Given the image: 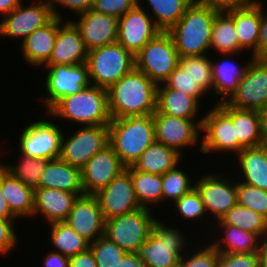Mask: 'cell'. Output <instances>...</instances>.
I'll list each match as a JSON object with an SVG mask.
<instances>
[{
  "instance_id": "1",
  "label": "cell",
  "mask_w": 267,
  "mask_h": 267,
  "mask_svg": "<svg viewBox=\"0 0 267 267\" xmlns=\"http://www.w3.org/2000/svg\"><path fill=\"white\" fill-rule=\"evenodd\" d=\"M157 86L144 72L134 67L108 89L111 119L153 114L156 111Z\"/></svg>"
},
{
  "instance_id": "2",
  "label": "cell",
  "mask_w": 267,
  "mask_h": 267,
  "mask_svg": "<svg viewBox=\"0 0 267 267\" xmlns=\"http://www.w3.org/2000/svg\"><path fill=\"white\" fill-rule=\"evenodd\" d=\"M108 128L109 145L125 167L133 166L155 141L153 114L111 119Z\"/></svg>"
},
{
  "instance_id": "3",
  "label": "cell",
  "mask_w": 267,
  "mask_h": 267,
  "mask_svg": "<svg viewBox=\"0 0 267 267\" xmlns=\"http://www.w3.org/2000/svg\"><path fill=\"white\" fill-rule=\"evenodd\" d=\"M45 113L52 118L58 117V120L64 118L80 124V127L109 125L108 90L90 84L73 95L63 97Z\"/></svg>"
},
{
  "instance_id": "4",
  "label": "cell",
  "mask_w": 267,
  "mask_h": 267,
  "mask_svg": "<svg viewBox=\"0 0 267 267\" xmlns=\"http://www.w3.org/2000/svg\"><path fill=\"white\" fill-rule=\"evenodd\" d=\"M217 11L192 2L168 31L179 57L204 55L210 50L212 25Z\"/></svg>"
},
{
  "instance_id": "5",
  "label": "cell",
  "mask_w": 267,
  "mask_h": 267,
  "mask_svg": "<svg viewBox=\"0 0 267 267\" xmlns=\"http://www.w3.org/2000/svg\"><path fill=\"white\" fill-rule=\"evenodd\" d=\"M159 219L153 221L146 242L135 253L146 267H177L180 257L187 252L188 238L182 230Z\"/></svg>"
},
{
  "instance_id": "6",
  "label": "cell",
  "mask_w": 267,
  "mask_h": 267,
  "mask_svg": "<svg viewBox=\"0 0 267 267\" xmlns=\"http://www.w3.org/2000/svg\"><path fill=\"white\" fill-rule=\"evenodd\" d=\"M86 64L91 84L108 90L135 67V56L115 42L88 51Z\"/></svg>"
},
{
  "instance_id": "7",
  "label": "cell",
  "mask_w": 267,
  "mask_h": 267,
  "mask_svg": "<svg viewBox=\"0 0 267 267\" xmlns=\"http://www.w3.org/2000/svg\"><path fill=\"white\" fill-rule=\"evenodd\" d=\"M199 151L204 155L234 152L237 155V137L232 122V106L226 102L214 104L203 115ZM224 151V152H223Z\"/></svg>"
},
{
  "instance_id": "8",
  "label": "cell",
  "mask_w": 267,
  "mask_h": 267,
  "mask_svg": "<svg viewBox=\"0 0 267 267\" xmlns=\"http://www.w3.org/2000/svg\"><path fill=\"white\" fill-rule=\"evenodd\" d=\"M152 211L141 207L105 220L104 236L126 253H135L138 247L146 242L151 232L152 223L156 219Z\"/></svg>"
},
{
  "instance_id": "9",
  "label": "cell",
  "mask_w": 267,
  "mask_h": 267,
  "mask_svg": "<svg viewBox=\"0 0 267 267\" xmlns=\"http://www.w3.org/2000/svg\"><path fill=\"white\" fill-rule=\"evenodd\" d=\"M179 59L171 34L161 31L136 54L135 67L158 85L179 65Z\"/></svg>"
},
{
  "instance_id": "10",
  "label": "cell",
  "mask_w": 267,
  "mask_h": 267,
  "mask_svg": "<svg viewBox=\"0 0 267 267\" xmlns=\"http://www.w3.org/2000/svg\"><path fill=\"white\" fill-rule=\"evenodd\" d=\"M45 96L39 98L48 112L63 97L73 95L91 84L87 64L45 65Z\"/></svg>"
},
{
  "instance_id": "11",
  "label": "cell",
  "mask_w": 267,
  "mask_h": 267,
  "mask_svg": "<svg viewBox=\"0 0 267 267\" xmlns=\"http://www.w3.org/2000/svg\"><path fill=\"white\" fill-rule=\"evenodd\" d=\"M78 128L67 138L63 132L59 158L71 166L82 169L97 152L109 145V128L108 125Z\"/></svg>"
},
{
  "instance_id": "12",
  "label": "cell",
  "mask_w": 267,
  "mask_h": 267,
  "mask_svg": "<svg viewBox=\"0 0 267 267\" xmlns=\"http://www.w3.org/2000/svg\"><path fill=\"white\" fill-rule=\"evenodd\" d=\"M52 121L39 119L30 122L21 130L22 133L18 137L20 154L46 160L59 158L63 129Z\"/></svg>"
},
{
  "instance_id": "13",
  "label": "cell",
  "mask_w": 267,
  "mask_h": 267,
  "mask_svg": "<svg viewBox=\"0 0 267 267\" xmlns=\"http://www.w3.org/2000/svg\"><path fill=\"white\" fill-rule=\"evenodd\" d=\"M236 91L226 101L238 109L267 111V59L250 58Z\"/></svg>"
},
{
  "instance_id": "14",
  "label": "cell",
  "mask_w": 267,
  "mask_h": 267,
  "mask_svg": "<svg viewBox=\"0 0 267 267\" xmlns=\"http://www.w3.org/2000/svg\"><path fill=\"white\" fill-rule=\"evenodd\" d=\"M195 181V188L201 196L206 213H211L214 218L213 223L214 220H221L237 204L236 182L231 175L229 178L227 173H206Z\"/></svg>"
},
{
  "instance_id": "15",
  "label": "cell",
  "mask_w": 267,
  "mask_h": 267,
  "mask_svg": "<svg viewBox=\"0 0 267 267\" xmlns=\"http://www.w3.org/2000/svg\"><path fill=\"white\" fill-rule=\"evenodd\" d=\"M37 3H21L12 12L0 20V36L21 38L23 42L36 29L42 28L53 18V10L50 0H39Z\"/></svg>"
},
{
  "instance_id": "16",
  "label": "cell",
  "mask_w": 267,
  "mask_h": 267,
  "mask_svg": "<svg viewBox=\"0 0 267 267\" xmlns=\"http://www.w3.org/2000/svg\"><path fill=\"white\" fill-rule=\"evenodd\" d=\"M153 118L155 141L174 148L181 155L184 154L185 146L187 148L197 144L199 146L203 117L198 119L197 122L196 119H184L162 113H153Z\"/></svg>"
},
{
  "instance_id": "17",
  "label": "cell",
  "mask_w": 267,
  "mask_h": 267,
  "mask_svg": "<svg viewBox=\"0 0 267 267\" xmlns=\"http://www.w3.org/2000/svg\"><path fill=\"white\" fill-rule=\"evenodd\" d=\"M138 3L118 19L117 42L134 56L161 30L148 14L147 7Z\"/></svg>"
},
{
  "instance_id": "18",
  "label": "cell",
  "mask_w": 267,
  "mask_h": 267,
  "mask_svg": "<svg viewBox=\"0 0 267 267\" xmlns=\"http://www.w3.org/2000/svg\"><path fill=\"white\" fill-rule=\"evenodd\" d=\"M94 196L105 220L141 208L130 173L125 169Z\"/></svg>"
},
{
  "instance_id": "19",
  "label": "cell",
  "mask_w": 267,
  "mask_h": 267,
  "mask_svg": "<svg viewBox=\"0 0 267 267\" xmlns=\"http://www.w3.org/2000/svg\"><path fill=\"white\" fill-rule=\"evenodd\" d=\"M119 156L108 145L97 152L81 169V183L85 195H94L125 170Z\"/></svg>"
},
{
  "instance_id": "20",
  "label": "cell",
  "mask_w": 267,
  "mask_h": 267,
  "mask_svg": "<svg viewBox=\"0 0 267 267\" xmlns=\"http://www.w3.org/2000/svg\"><path fill=\"white\" fill-rule=\"evenodd\" d=\"M70 20L79 30L87 51L117 42L118 18L98 13L92 9Z\"/></svg>"
},
{
  "instance_id": "21",
  "label": "cell",
  "mask_w": 267,
  "mask_h": 267,
  "mask_svg": "<svg viewBox=\"0 0 267 267\" xmlns=\"http://www.w3.org/2000/svg\"><path fill=\"white\" fill-rule=\"evenodd\" d=\"M65 222L89 243L104 235L105 219L94 195L79 196Z\"/></svg>"
},
{
  "instance_id": "22",
  "label": "cell",
  "mask_w": 267,
  "mask_h": 267,
  "mask_svg": "<svg viewBox=\"0 0 267 267\" xmlns=\"http://www.w3.org/2000/svg\"><path fill=\"white\" fill-rule=\"evenodd\" d=\"M87 54L79 30L70 20H65L58 28L50 60L46 65L84 64Z\"/></svg>"
},
{
  "instance_id": "23",
  "label": "cell",
  "mask_w": 267,
  "mask_h": 267,
  "mask_svg": "<svg viewBox=\"0 0 267 267\" xmlns=\"http://www.w3.org/2000/svg\"><path fill=\"white\" fill-rule=\"evenodd\" d=\"M82 195L84 193L37 188L35 189L33 217L43 216L41 218H46L48 224L66 221L74 202Z\"/></svg>"
},
{
  "instance_id": "24",
  "label": "cell",
  "mask_w": 267,
  "mask_h": 267,
  "mask_svg": "<svg viewBox=\"0 0 267 267\" xmlns=\"http://www.w3.org/2000/svg\"><path fill=\"white\" fill-rule=\"evenodd\" d=\"M63 22L64 19L54 17L48 24L36 29L20 42V52L26 63L39 68L49 62L58 28Z\"/></svg>"
},
{
  "instance_id": "25",
  "label": "cell",
  "mask_w": 267,
  "mask_h": 267,
  "mask_svg": "<svg viewBox=\"0 0 267 267\" xmlns=\"http://www.w3.org/2000/svg\"><path fill=\"white\" fill-rule=\"evenodd\" d=\"M234 21L240 48L251 51V56L258 59V39L261 24V0L251 5L227 11Z\"/></svg>"
},
{
  "instance_id": "26",
  "label": "cell",
  "mask_w": 267,
  "mask_h": 267,
  "mask_svg": "<svg viewBox=\"0 0 267 267\" xmlns=\"http://www.w3.org/2000/svg\"><path fill=\"white\" fill-rule=\"evenodd\" d=\"M220 56L224 57L221 59L219 58L216 61L214 58L211 60L213 93L215 96L220 97H217L216 104L226 102L236 91L237 86L250 63V61L246 62L245 65L244 62V66L242 65L241 67V64L238 63L239 61L236 62V59H233L235 54H220Z\"/></svg>"
},
{
  "instance_id": "27",
  "label": "cell",
  "mask_w": 267,
  "mask_h": 267,
  "mask_svg": "<svg viewBox=\"0 0 267 267\" xmlns=\"http://www.w3.org/2000/svg\"><path fill=\"white\" fill-rule=\"evenodd\" d=\"M0 187L11 212L19 219L33 217L35 190L0 165Z\"/></svg>"
},
{
  "instance_id": "28",
  "label": "cell",
  "mask_w": 267,
  "mask_h": 267,
  "mask_svg": "<svg viewBox=\"0 0 267 267\" xmlns=\"http://www.w3.org/2000/svg\"><path fill=\"white\" fill-rule=\"evenodd\" d=\"M240 182L267 190V148L256 146L243 148L237 155ZM240 178V179H239Z\"/></svg>"
},
{
  "instance_id": "29",
  "label": "cell",
  "mask_w": 267,
  "mask_h": 267,
  "mask_svg": "<svg viewBox=\"0 0 267 267\" xmlns=\"http://www.w3.org/2000/svg\"><path fill=\"white\" fill-rule=\"evenodd\" d=\"M200 103L181 91L167 88L163 83L157 86L156 111L184 119H196L200 112Z\"/></svg>"
},
{
  "instance_id": "30",
  "label": "cell",
  "mask_w": 267,
  "mask_h": 267,
  "mask_svg": "<svg viewBox=\"0 0 267 267\" xmlns=\"http://www.w3.org/2000/svg\"><path fill=\"white\" fill-rule=\"evenodd\" d=\"M39 188L84 193L81 183V169L71 166L60 158L50 160L41 176Z\"/></svg>"
},
{
  "instance_id": "31",
  "label": "cell",
  "mask_w": 267,
  "mask_h": 267,
  "mask_svg": "<svg viewBox=\"0 0 267 267\" xmlns=\"http://www.w3.org/2000/svg\"><path fill=\"white\" fill-rule=\"evenodd\" d=\"M263 112L232 107V122L237 137V154L243 148L262 144Z\"/></svg>"
},
{
  "instance_id": "32",
  "label": "cell",
  "mask_w": 267,
  "mask_h": 267,
  "mask_svg": "<svg viewBox=\"0 0 267 267\" xmlns=\"http://www.w3.org/2000/svg\"><path fill=\"white\" fill-rule=\"evenodd\" d=\"M183 155L174 148L154 141L134 163L136 170L163 175L182 163Z\"/></svg>"
},
{
  "instance_id": "33",
  "label": "cell",
  "mask_w": 267,
  "mask_h": 267,
  "mask_svg": "<svg viewBox=\"0 0 267 267\" xmlns=\"http://www.w3.org/2000/svg\"><path fill=\"white\" fill-rule=\"evenodd\" d=\"M221 230L216 239L210 242L219 252L223 253H253L257 252L261 238L252 232L233 225H217ZM224 233V234H223ZM223 234V235H221ZM222 236V238H221Z\"/></svg>"
},
{
  "instance_id": "34",
  "label": "cell",
  "mask_w": 267,
  "mask_h": 267,
  "mask_svg": "<svg viewBox=\"0 0 267 267\" xmlns=\"http://www.w3.org/2000/svg\"><path fill=\"white\" fill-rule=\"evenodd\" d=\"M217 54H242L233 17L228 12H217L211 32L210 49Z\"/></svg>"
},
{
  "instance_id": "35",
  "label": "cell",
  "mask_w": 267,
  "mask_h": 267,
  "mask_svg": "<svg viewBox=\"0 0 267 267\" xmlns=\"http://www.w3.org/2000/svg\"><path fill=\"white\" fill-rule=\"evenodd\" d=\"M131 175L137 200L142 208L162 203V177L136 170L133 166L125 168Z\"/></svg>"
},
{
  "instance_id": "36",
  "label": "cell",
  "mask_w": 267,
  "mask_h": 267,
  "mask_svg": "<svg viewBox=\"0 0 267 267\" xmlns=\"http://www.w3.org/2000/svg\"><path fill=\"white\" fill-rule=\"evenodd\" d=\"M47 225L51 227L49 240L56 248L54 251L70 258L90 247V243L79 236L65 221Z\"/></svg>"
},
{
  "instance_id": "37",
  "label": "cell",
  "mask_w": 267,
  "mask_h": 267,
  "mask_svg": "<svg viewBox=\"0 0 267 267\" xmlns=\"http://www.w3.org/2000/svg\"><path fill=\"white\" fill-rule=\"evenodd\" d=\"M143 2L138 0V3ZM152 12L148 14L161 31H169L184 15L192 0H146Z\"/></svg>"
},
{
  "instance_id": "38",
  "label": "cell",
  "mask_w": 267,
  "mask_h": 267,
  "mask_svg": "<svg viewBox=\"0 0 267 267\" xmlns=\"http://www.w3.org/2000/svg\"><path fill=\"white\" fill-rule=\"evenodd\" d=\"M1 152H3V150L1 151L0 149V156L3 155ZM19 156L18 159H20L16 161L17 164H12L10 162H6L5 164L0 160V165L14 178L20 179L28 187L34 190L39 188L41 176L50 160L31 158L23 154H19Z\"/></svg>"
},
{
  "instance_id": "39",
  "label": "cell",
  "mask_w": 267,
  "mask_h": 267,
  "mask_svg": "<svg viewBox=\"0 0 267 267\" xmlns=\"http://www.w3.org/2000/svg\"><path fill=\"white\" fill-rule=\"evenodd\" d=\"M215 225H233L257 234L261 239L267 235V219L262 215L236 204Z\"/></svg>"
},
{
  "instance_id": "40",
  "label": "cell",
  "mask_w": 267,
  "mask_h": 267,
  "mask_svg": "<svg viewBox=\"0 0 267 267\" xmlns=\"http://www.w3.org/2000/svg\"><path fill=\"white\" fill-rule=\"evenodd\" d=\"M179 164L171 170H168L162 177V202L170 201L171 205L181 198L184 194L190 192L195 184L191 181L188 172L185 173ZM189 176V177H188ZM193 183V184H192Z\"/></svg>"
},
{
  "instance_id": "41",
  "label": "cell",
  "mask_w": 267,
  "mask_h": 267,
  "mask_svg": "<svg viewBox=\"0 0 267 267\" xmlns=\"http://www.w3.org/2000/svg\"><path fill=\"white\" fill-rule=\"evenodd\" d=\"M211 59L212 56L210 58V55L207 54L179 59V64L206 93L213 91Z\"/></svg>"
},
{
  "instance_id": "42",
  "label": "cell",
  "mask_w": 267,
  "mask_h": 267,
  "mask_svg": "<svg viewBox=\"0 0 267 267\" xmlns=\"http://www.w3.org/2000/svg\"><path fill=\"white\" fill-rule=\"evenodd\" d=\"M237 204L257 212L267 219V190L236 179Z\"/></svg>"
},
{
  "instance_id": "43",
  "label": "cell",
  "mask_w": 267,
  "mask_h": 267,
  "mask_svg": "<svg viewBox=\"0 0 267 267\" xmlns=\"http://www.w3.org/2000/svg\"><path fill=\"white\" fill-rule=\"evenodd\" d=\"M98 267H116L126 252L106 236L90 243Z\"/></svg>"
},
{
  "instance_id": "44",
  "label": "cell",
  "mask_w": 267,
  "mask_h": 267,
  "mask_svg": "<svg viewBox=\"0 0 267 267\" xmlns=\"http://www.w3.org/2000/svg\"><path fill=\"white\" fill-rule=\"evenodd\" d=\"M171 207L175 206L174 211L176 210L177 213L183 219L189 220H205V216L207 215L204 203L201 199V196L197 189L194 187L190 192L184 194L181 198L173 203ZM204 216V217H203Z\"/></svg>"
},
{
  "instance_id": "45",
  "label": "cell",
  "mask_w": 267,
  "mask_h": 267,
  "mask_svg": "<svg viewBox=\"0 0 267 267\" xmlns=\"http://www.w3.org/2000/svg\"><path fill=\"white\" fill-rule=\"evenodd\" d=\"M163 84L167 88L175 89L194 97L198 102L207 94L180 64L170 73Z\"/></svg>"
},
{
  "instance_id": "46",
  "label": "cell",
  "mask_w": 267,
  "mask_h": 267,
  "mask_svg": "<svg viewBox=\"0 0 267 267\" xmlns=\"http://www.w3.org/2000/svg\"><path fill=\"white\" fill-rule=\"evenodd\" d=\"M207 244L206 247L199 246L193 253L183 254L177 267H217L219 251L210 242Z\"/></svg>"
},
{
  "instance_id": "47",
  "label": "cell",
  "mask_w": 267,
  "mask_h": 267,
  "mask_svg": "<svg viewBox=\"0 0 267 267\" xmlns=\"http://www.w3.org/2000/svg\"><path fill=\"white\" fill-rule=\"evenodd\" d=\"M138 4V0H94L92 10L118 19Z\"/></svg>"
},
{
  "instance_id": "48",
  "label": "cell",
  "mask_w": 267,
  "mask_h": 267,
  "mask_svg": "<svg viewBox=\"0 0 267 267\" xmlns=\"http://www.w3.org/2000/svg\"><path fill=\"white\" fill-rule=\"evenodd\" d=\"M217 267H260L257 252L223 253L219 252Z\"/></svg>"
},
{
  "instance_id": "49",
  "label": "cell",
  "mask_w": 267,
  "mask_h": 267,
  "mask_svg": "<svg viewBox=\"0 0 267 267\" xmlns=\"http://www.w3.org/2000/svg\"><path fill=\"white\" fill-rule=\"evenodd\" d=\"M14 222L15 220L0 218V255H4L3 257H8L7 255L19 245Z\"/></svg>"
},
{
  "instance_id": "50",
  "label": "cell",
  "mask_w": 267,
  "mask_h": 267,
  "mask_svg": "<svg viewBox=\"0 0 267 267\" xmlns=\"http://www.w3.org/2000/svg\"><path fill=\"white\" fill-rule=\"evenodd\" d=\"M54 17L63 19V14L59 12L56 6H63L75 15L86 12L92 8L94 0H50ZM57 9V10H56Z\"/></svg>"
},
{
  "instance_id": "51",
  "label": "cell",
  "mask_w": 267,
  "mask_h": 267,
  "mask_svg": "<svg viewBox=\"0 0 267 267\" xmlns=\"http://www.w3.org/2000/svg\"><path fill=\"white\" fill-rule=\"evenodd\" d=\"M255 0H192V2L206 6L217 12H227L251 5Z\"/></svg>"
},
{
  "instance_id": "52",
  "label": "cell",
  "mask_w": 267,
  "mask_h": 267,
  "mask_svg": "<svg viewBox=\"0 0 267 267\" xmlns=\"http://www.w3.org/2000/svg\"><path fill=\"white\" fill-rule=\"evenodd\" d=\"M261 2V24L258 39V59H267V11Z\"/></svg>"
},
{
  "instance_id": "53",
  "label": "cell",
  "mask_w": 267,
  "mask_h": 267,
  "mask_svg": "<svg viewBox=\"0 0 267 267\" xmlns=\"http://www.w3.org/2000/svg\"><path fill=\"white\" fill-rule=\"evenodd\" d=\"M69 267H98L92 250L80 252L69 258Z\"/></svg>"
},
{
  "instance_id": "54",
  "label": "cell",
  "mask_w": 267,
  "mask_h": 267,
  "mask_svg": "<svg viewBox=\"0 0 267 267\" xmlns=\"http://www.w3.org/2000/svg\"><path fill=\"white\" fill-rule=\"evenodd\" d=\"M45 255L43 267H69V257L53 250Z\"/></svg>"
},
{
  "instance_id": "55",
  "label": "cell",
  "mask_w": 267,
  "mask_h": 267,
  "mask_svg": "<svg viewBox=\"0 0 267 267\" xmlns=\"http://www.w3.org/2000/svg\"><path fill=\"white\" fill-rule=\"evenodd\" d=\"M116 267H146L136 253H126Z\"/></svg>"
},
{
  "instance_id": "56",
  "label": "cell",
  "mask_w": 267,
  "mask_h": 267,
  "mask_svg": "<svg viewBox=\"0 0 267 267\" xmlns=\"http://www.w3.org/2000/svg\"><path fill=\"white\" fill-rule=\"evenodd\" d=\"M0 218L8 220H16L17 217L11 212L4 198V194L0 187Z\"/></svg>"
},
{
  "instance_id": "57",
  "label": "cell",
  "mask_w": 267,
  "mask_h": 267,
  "mask_svg": "<svg viewBox=\"0 0 267 267\" xmlns=\"http://www.w3.org/2000/svg\"><path fill=\"white\" fill-rule=\"evenodd\" d=\"M23 0H0V14L4 17L17 8Z\"/></svg>"
},
{
  "instance_id": "58",
  "label": "cell",
  "mask_w": 267,
  "mask_h": 267,
  "mask_svg": "<svg viewBox=\"0 0 267 267\" xmlns=\"http://www.w3.org/2000/svg\"><path fill=\"white\" fill-rule=\"evenodd\" d=\"M257 253L260 267H267V235L261 239Z\"/></svg>"
},
{
  "instance_id": "59",
  "label": "cell",
  "mask_w": 267,
  "mask_h": 267,
  "mask_svg": "<svg viewBox=\"0 0 267 267\" xmlns=\"http://www.w3.org/2000/svg\"><path fill=\"white\" fill-rule=\"evenodd\" d=\"M261 145L267 148V111L263 112Z\"/></svg>"
}]
</instances>
